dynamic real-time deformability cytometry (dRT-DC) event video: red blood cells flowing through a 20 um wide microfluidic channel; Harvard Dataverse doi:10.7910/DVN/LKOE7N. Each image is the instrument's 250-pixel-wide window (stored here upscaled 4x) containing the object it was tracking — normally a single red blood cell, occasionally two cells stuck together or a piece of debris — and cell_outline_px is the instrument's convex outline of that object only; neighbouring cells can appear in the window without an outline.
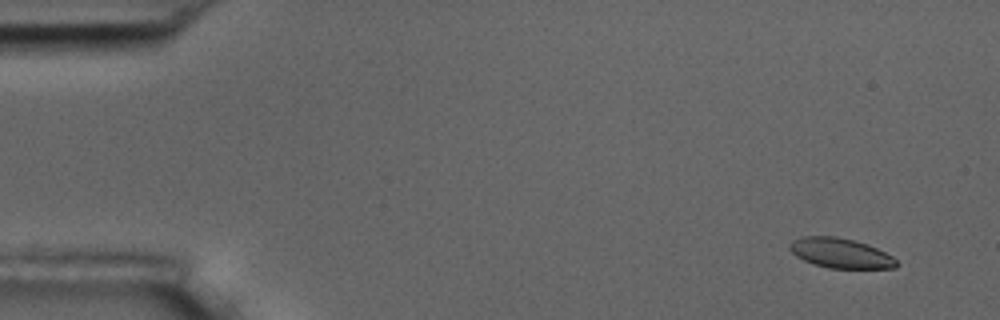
{"species": "common noctule bat (a hibernating species)", "species_latin": "Nyctalus noctula", "temperature_condition": "room temperature", "stored_images_in_passage": 10, "camera_frame_rate_fps": 3000, "um_per_image_px": 0.085, "animal": {"sex": "male", "body_mass_g": 17.5, "forearm_length_mm": 52.3}, "frame": {"image": 1, "passage_image": 1, "time_ms": 0.0, "image_size_px": [1000, 320], "cell_outline_px": [[900, 264], [896, 268], [828, 268], [804, 260], [796, 256], [788, 248], [788, 244], [792, 240], [804, 236], [836, 236], [868, 244], [892, 256]], "centroid_in_image_um": [71.44, 21.51], "position_along_channel_um": 13.6, "area_um2": 18.55}}
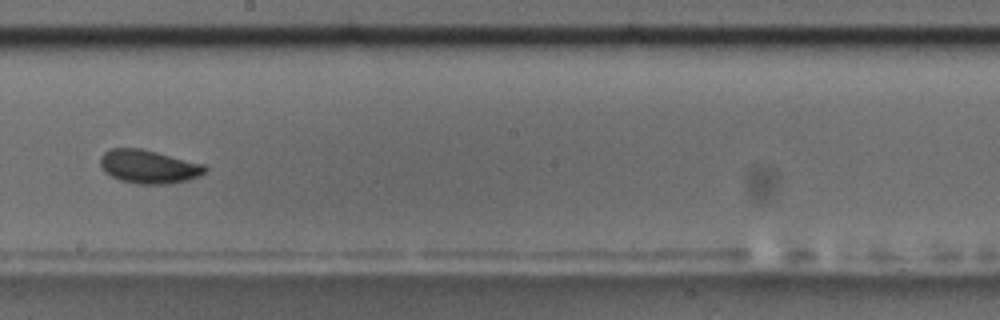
{"frame": {"image": 2, "passage_image": 9, "time_ms": 9.333, "image_size_px": [1000, 320], "cell_outline_px": [[208, 168], [200, 176], [188, 180], [168, 184], [136, 184], [120, 180], [104, 172], [100, 164], [100, 156], [104, 152], [112, 148], [140, 148], [204, 164]], "centroid_in_image_um": [12.63, 14.17], "position_along_channel_um": 235.6, "area_um2": 20.46}}
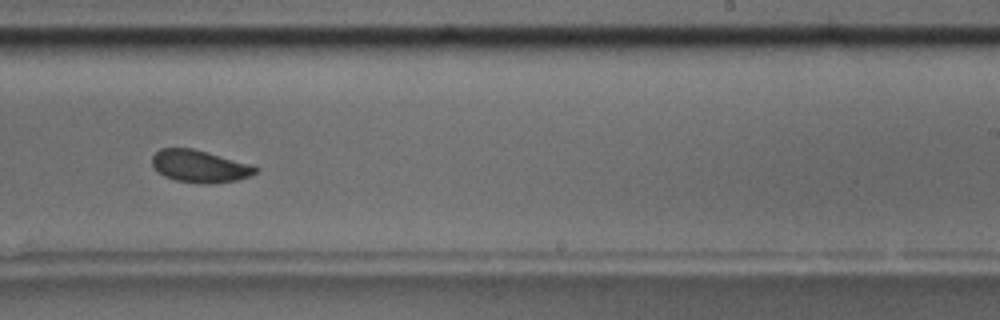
{"frame": {"image": 3, "passage_image": 10, "time_ms": 10.333, "image_size_px": [1000, 320], "cell_outline_px": [[260, 168], [256, 172], [248, 176], [236, 180], [212, 184], [200, 184], [176, 180], [164, 176], [152, 164], [152, 156], [160, 148], [192, 148], [252, 164]], "centroid_in_image_um": [16.99, 14.13], "position_along_channel_um": 272.0, "area_um2": 19.42}}